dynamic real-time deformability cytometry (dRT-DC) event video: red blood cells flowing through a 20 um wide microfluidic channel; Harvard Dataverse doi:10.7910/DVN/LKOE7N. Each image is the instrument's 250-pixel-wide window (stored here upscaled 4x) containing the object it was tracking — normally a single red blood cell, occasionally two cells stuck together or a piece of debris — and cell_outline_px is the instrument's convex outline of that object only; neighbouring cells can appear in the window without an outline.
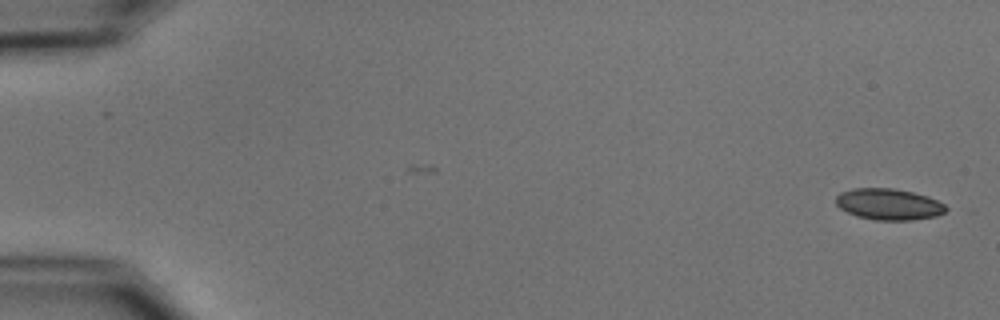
{"species": "common noctule bat (a hibernating species)", "species_latin": "Nyctalus noctula", "temperature_condition": "cold", "stored_images_in_passage": 6, "camera_frame_rate_fps": 3000, "um_per_image_px": 0.085, "animal": {"sex": "male", "body_mass_g": 15.6}, "frame": {"image": 1, "passage_image": 1, "time_ms": 0.0, "image_size_px": [1000, 320], "cell_outline_px": [[948, 208], [944, 212], [936, 216], [912, 220], [876, 220], [856, 216], [840, 208], [836, 204], [836, 196], [840, 192], [852, 188], [892, 188], [912, 192], [928, 196], [944, 204]], "centroid_in_image_um": [75.53, 17.36], "position_along_channel_um": 9.5, "area_um2": 20.06}}
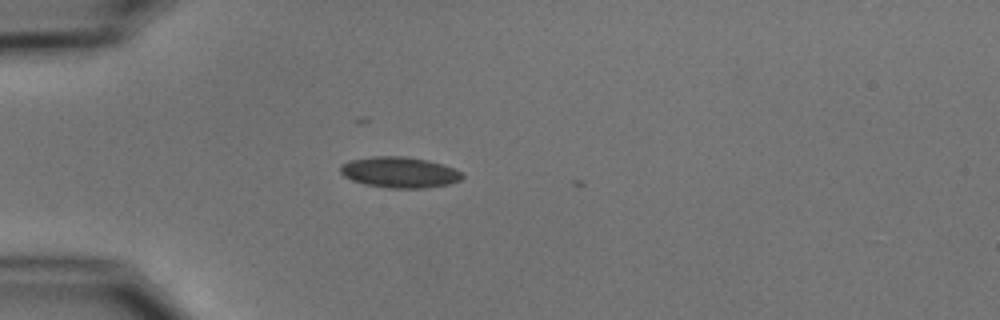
{"frame": {"image": 2, "passage_image": 5, "time_ms": 4.667, "image_size_px": [1000, 320], "cell_outline_px": [[464, 176], [460, 180], [448, 184], [424, 188], [388, 188], [364, 184], [352, 180], [344, 176], [340, 172], [340, 164], [352, 160], [372, 156], [404, 156], [428, 160], [456, 168], [464, 172]], "centroid_in_image_um": [33.98, 14.64], "position_along_channel_um": 51.0, "area_um2": 22.08}}